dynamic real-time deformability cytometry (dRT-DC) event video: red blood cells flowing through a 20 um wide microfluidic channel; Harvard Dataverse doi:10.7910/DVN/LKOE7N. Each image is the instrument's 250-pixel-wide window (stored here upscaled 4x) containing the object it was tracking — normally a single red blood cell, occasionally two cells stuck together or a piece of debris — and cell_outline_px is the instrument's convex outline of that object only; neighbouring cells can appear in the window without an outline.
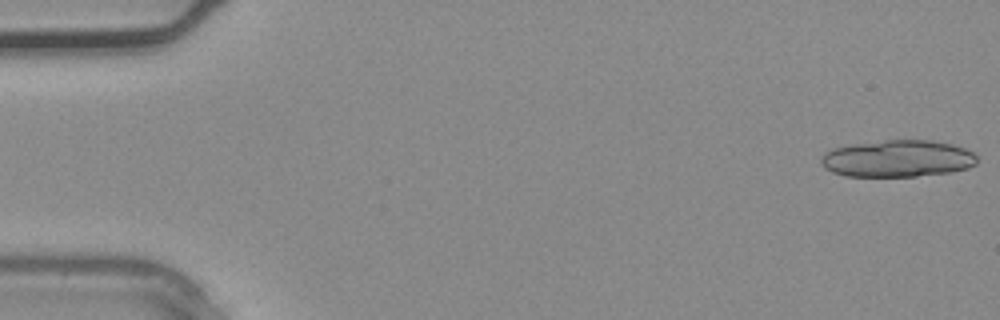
{"species": "common noctule bat (a hibernating species)", "species_latin": "Nyctalus noctula", "temperature_condition": "warm", "stored_images_in_passage": 12, "camera_frame_rate_fps": 3000, "um_per_image_px": 0.085, "animal": {"sex": "male", "body_mass_g": 20.4}, "frame": {"image": 1, "passage_image": 1, "time_ms": 0.0, "image_size_px": [1000, 320], "cell_outline_px": [[976, 164], [968, 168], [948, 172], [916, 176], [844, 176], [832, 172], [824, 168], [820, 164], [820, 156], [824, 152], [832, 148], [856, 144], [884, 140], [932, 140], [952, 144], [964, 148], [972, 152], [976, 156]], "centroid_in_image_um": [76.25, 13.48], "position_along_channel_um": 8.7, "area_um2": 33.64}}